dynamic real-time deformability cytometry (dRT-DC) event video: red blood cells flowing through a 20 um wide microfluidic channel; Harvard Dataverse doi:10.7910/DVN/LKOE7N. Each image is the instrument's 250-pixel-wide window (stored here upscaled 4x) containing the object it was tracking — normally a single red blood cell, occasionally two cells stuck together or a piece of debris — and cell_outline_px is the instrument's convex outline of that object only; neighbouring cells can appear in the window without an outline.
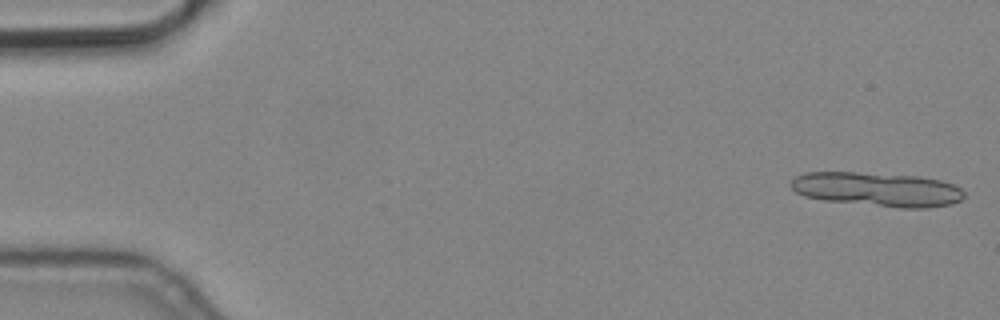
{"species": "common noctule bat (a hibernating species)", "species_latin": "Nyctalus noctula", "temperature_condition": "cold", "stored_images_in_passage": 8, "segment_of_instrument_passage": [1, 2], "camera_frame_rate_fps": 3000, "um_per_image_px": 0.085, "animal": {"sex": "male", "body_mass_g": 19.2, "forearm_length_mm": 51.8}, "frame": {"image": 1, "passage_image": 1, "time_ms": 0.0, "image_size_px": [1000, 320], "cell_outline_px": [[964, 196], [960, 200], [952, 204], [928, 208], [896, 208], [824, 200], [804, 196], [796, 192], [792, 188], [792, 180], [796, 176], [804, 172], [856, 172], [916, 176], [940, 180], [952, 184], [960, 188], [964, 192]], "centroid_in_image_um": [74.57, 16.1], "position_along_channel_um": 10.4, "area_um2": 34.51}}